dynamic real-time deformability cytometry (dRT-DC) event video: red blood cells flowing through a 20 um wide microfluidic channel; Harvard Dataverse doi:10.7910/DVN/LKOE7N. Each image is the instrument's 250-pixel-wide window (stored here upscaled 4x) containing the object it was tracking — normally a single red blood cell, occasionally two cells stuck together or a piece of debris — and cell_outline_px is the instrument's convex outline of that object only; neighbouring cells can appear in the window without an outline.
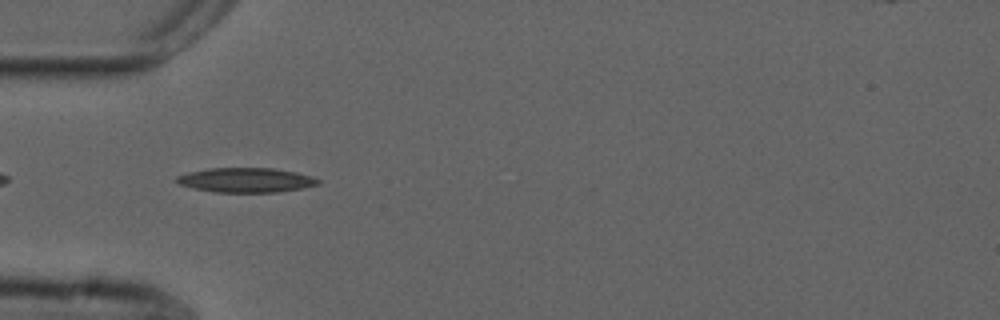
{"species": "common noctule bat (a hibernating species)", "species_latin": "Nyctalus noctula", "temperature_condition": "cold", "stored_images_in_passage": 15, "camera_frame_rate_fps": 3000, "um_per_image_px": 0.085, "animal": {"sex": "male", "forearm_length_mm": 52.5}, "frame": {"image": 1, "passage_image": 3, "time_ms": 0.667, "image_size_px": [1000, 320], "cell_outline_px": [[320, 184], [300, 188], [276, 192], [216, 192], [192, 188], [180, 184], [176, 180], [176, 176], [188, 172], [208, 168], [272, 168], [296, 172], [312, 176], [320, 180]], "centroid_in_image_um": [20.9, 15.3], "position_along_channel_um": 64.1, "area_um2": 20.17}}
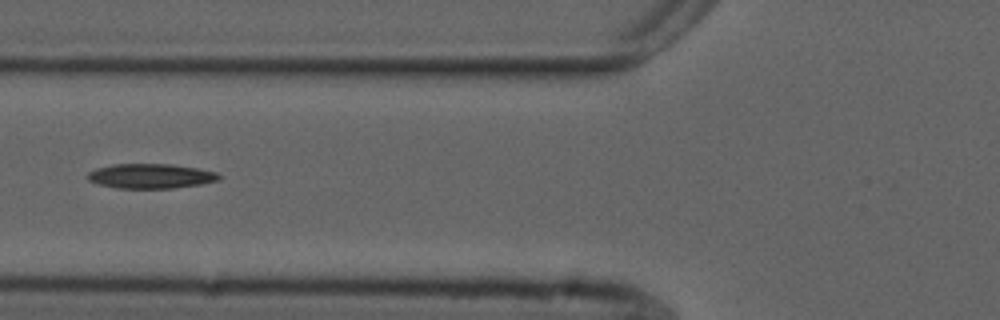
{"frame": {"image": 2, "passage_image": 7, "time_ms": 2.0, "image_size_px": [1000, 320], "cell_outline_px": [[220, 180], [200, 184], [172, 188], [116, 188], [100, 184], [88, 180], [88, 172], [96, 168], [112, 164], [172, 164], [196, 168], [216, 172], [220, 176]], "centroid_in_image_um": [12.8, 14.96], "position_along_channel_um": 113.0, "area_um2": 18.79}}
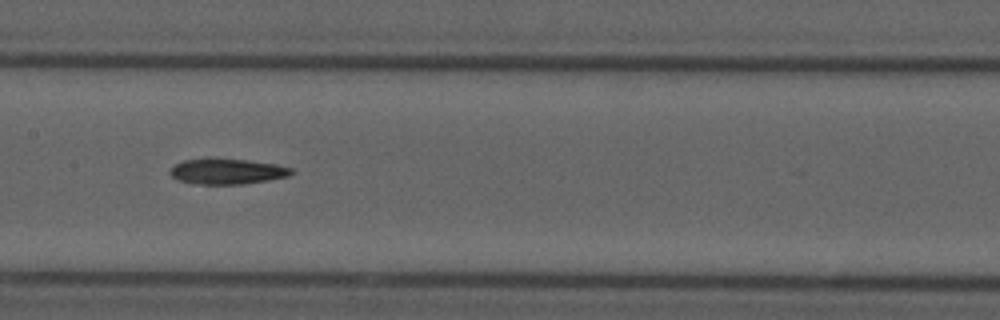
{"frame": {"image": 3, "passage_image": 13, "time_ms": 4.0, "image_size_px": [1000, 320], "cell_outline_px": [[296, 172], [288, 176], [268, 180], [244, 184], [200, 184], [176, 180], [168, 172], [176, 164], [184, 160], [208, 156], [216, 156], [248, 160], [276, 164], [292, 168]], "centroid_in_image_um": [19.3, 14.53], "position_along_channel_um": 188.1, "area_um2": 18.67}}